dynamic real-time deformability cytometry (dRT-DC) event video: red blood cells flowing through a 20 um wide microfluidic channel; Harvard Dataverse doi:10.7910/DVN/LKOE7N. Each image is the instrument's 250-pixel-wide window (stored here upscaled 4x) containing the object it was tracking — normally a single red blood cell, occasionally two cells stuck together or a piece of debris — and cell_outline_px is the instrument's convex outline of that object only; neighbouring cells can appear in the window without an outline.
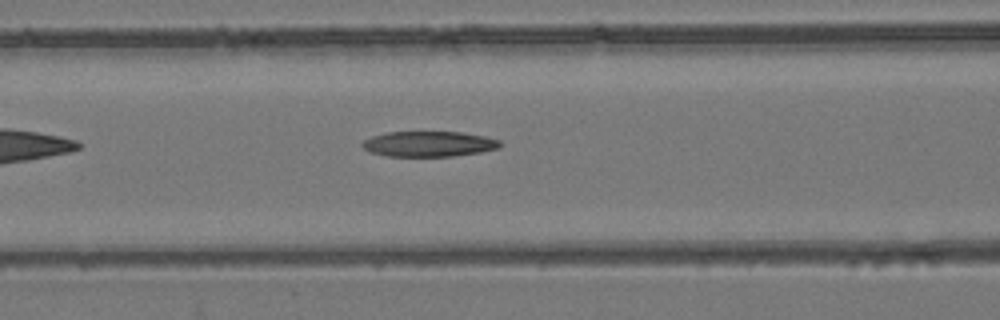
{"species": "common noctule bat (a hibernating species)", "species_latin": "Nyctalus noctula", "temperature_condition": "room temperature", "stored_images_in_passage": 39, "camera_frame_rate_fps": 3000, "um_per_image_px": 0.085, "animal": {"sex": "female", "body_mass_g": 24.6, "forearm_length_mm": 56.2}, "frame": {"image": 1, "passage_image": 9, "time_ms": 2.667, "image_size_px": [1000, 320], "cell_outline_px": [[500, 148], [480, 152], [452, 156], [388, 156], [368, 152], [360, 144], [364, 140], [372, 136], [388, 132], [464, 132], [484, 136], [500, 140]], "centroid_in_image_um": [36.44, 12.23], "position_along_channel_um": 130.2, "area_um2": 20.4}}
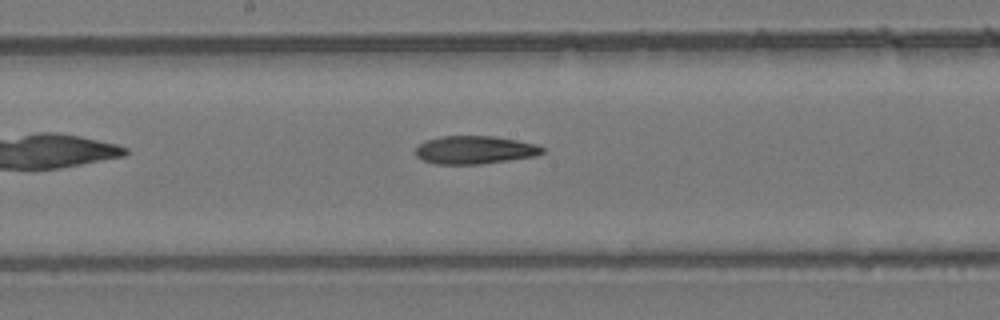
{"frame": {"image": 2, "passage_image": 15, "time_ms": 4.667, "image_size_px": [1000, 320], "cell_outline_px": [[544, 152], [536, 156], [480, 164], [436, 164], [424, 160], [416, 156], [416, 148], [424, 140], [440, 136], [492, 136], [516, 140], [536, 144], [544, 148]], "centroid_in_image_um": [40.34, 12.74], "position_along_channel_um": 207.9, "area_um2": 20.69}}
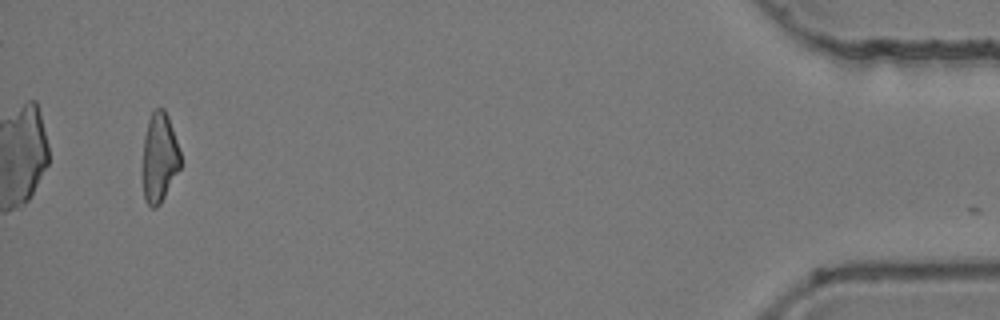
{"frame": {"image": 3, "passage_image": 38, "time_ms": 12.333, "image_size_px": [1000, 320], "cell_outline_px": [[180, 168], [160, 204], [156, 208], [152, 208], [144, 200], [140, 176], [140, 172], [144, 136], [148, 120], [152, 112], [156, 108], [164, 108], [168, 116], [180, 152]], "centroid_in_image_um": [13.49, 13.44], "position_along_channel_um": 421.7, "area_um2": 20.29}, "authors_computed_cell_mechanics": {"area_um2": 21.1548, "velocity_mm_per_s": 3.8826, "shape_relaxation_time_tau1_ms": null, "shape_relaxation_time_tau2_ms": 9.0994, "deformation_change_tau1": null, "deformation_change_tau2": 0.221}}